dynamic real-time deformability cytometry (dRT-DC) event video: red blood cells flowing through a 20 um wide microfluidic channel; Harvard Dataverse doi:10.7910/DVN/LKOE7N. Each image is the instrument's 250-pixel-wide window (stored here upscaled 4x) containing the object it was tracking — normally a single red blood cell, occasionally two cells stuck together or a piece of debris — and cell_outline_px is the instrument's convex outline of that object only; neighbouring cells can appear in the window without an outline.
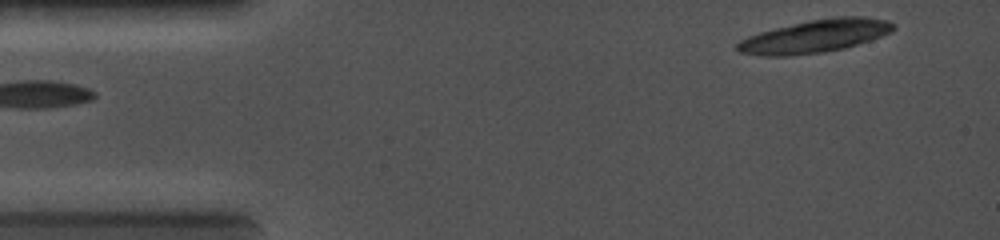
{"species": "common noctule bat (a hibernating species)", "species_latin": "Nyctalus noctula", "temperature_condition": "cold", "stored_images_in_passage": 3, "camera_frame_rate_fps": 5000, "um_per_image_px": 0.085, "animal": {"sex": "female", "body_mass_g": 19.0, "forearm_length_mm": 56.7}, "frame": {"image": 1, "passage_image": 1, "time_ms": 0.0, "image_size_px": [1000, 240], "cell_outline_px": [[896, 28], [892, 32], [844, 48], [824, 52], [784, 56], [760, 56], [740, 52], [736, 48], [736, 44], [740, 40], [748, 36], [760, 32], [776, 28], [812, 20], [836, 16], [864, 16], [888, 20], [896, 24]], "centroid_in_image_um": [69.3, 3.07], "position_along_channel_um": 15.7, "area_um2": 29.71}}